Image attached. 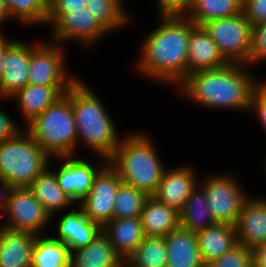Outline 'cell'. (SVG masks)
I'll use <instances>...</instances> for the list:
<instances>
[{
	"mask_svg": "<svg viewBox=\"0 0 266 267\" xmlns=\"http://www.w3.org/2000/svg\"><path fill=\"white\" fill-rule=\"evenodd\" d=\"M161 19V25L144 40L137 66L150 78L179 84L187 76L191 20L186 15H162Z\"/></svg>",
	"mask_w": 266,
	"mask_h": 267,
	"instance_id": "obj_1",
	"label": "cell"
},
{
	"mask_svg": "<svg viewBox=\"0 0 266 267\" xmlns=\"http://www.w3.org/2000/svg\"><path fill=\"white\" fill-rule=\"evenodd\" d=\"M245 68V64L229 63L223 68L193 72L179 85L183 95L202 106L248 110L257 83Z\"/></svg>",
	"mask_w": 266,
	"mask_h": 267,
	"instance_id": "obj_2",
	"label": "cell"
},
{
	"mask_svg": "<svg viewBox=\"0 0 266 267\" xmlns=\"http://www.w3.org/2000/svg\"><path fill=\"white\" fill-rule=\"evenodd\" d=\"M65 95L71 100L77 140L80 137L89 148L108 162L120 142L114 122L106 113L100 99L79 79Z\"/></svg>",
	"mask_w": 266,
	"mask_h": 267,
	"instance_id": "obj_3",
	"label": "cell"
},
{
	"mask_svg": "<svg viewBox=\"0 0 266 267\" xmlns=\"http://www.w3.org/2000/svg\"><path fill=\"white\" fill-rule=\"evenodd\" d=\"M123 183L153 196L165 173L156 150L145 135L132 134L120 140L114 154L108 160Z\"/></svg>",
	"mask_w": 266,
	"mask_h": 267,
	"instance_id": "obj_4",
	"label": "cell"
},
{
	"mask_svg": "<svg viewBox=\"0 0 266 267\" xmlns=\"http://www.w3.org/2000/svg\"><path fill=\"white\" fill-rule=\"evenodd\" d=\"M28 125L27 132L49 157L73 156L77 141V127L71 100L65 94Z\"/></svg>",
	"mask_w": 266,
	"mask_h": 267,
	"instance_id": "obj_5",
	"label": "cell"
},
{
	"mask_svg": "<svg viewBox=\"0 0 266 267\" xmlns=\"http://www.w3.org/2000/svg\"><path fill=\"white\" fill-rule=\"evenodd\" d=\"M22 132L0 144V179L10 188L28 187L49 166L50 157Z\"/></svg>",
	"mask_w": 266,
	"mask_h": 267,
	"instance_id": "obj_6",
	"label": "cell"
},
{
	"mask_svg": "<svg viewBox=\"0 0 266 267\" xmlns=\"http://www.w3.org/2000/svg\"><path fill=\"white\" fill-rule=\"evenodd\" d=\"M203 26L229 63L248 62L252 25L243 12L232 17L211 20Z\"/></svg>",
	"mask_w": 266,
	"mask_h": 267,
	"instance_id": "obj_7",
	"label": "cell"
},
{
	"mask_svg": "<svg viewBox=\"0 0 266 267\" xmlns=\"http://www.w3.org/2000/svg\"><path fill=\"white\" fill-rule=\"evenodd\" d=\"M122 183L117 171L106 162L96 175L88 195L82 200L80 208L84 215L101 228L109 223L113 219L114 201Z\"/></svg>",
	"mask_w": 266,
	"mask_h": 267,
	"instance_id": "obj_8",
	"label": "cell"
},
{
	"mask_svg": "<svg viewBox=\"0 0 266 267\" xmlns=\"http://www.w3.org/2000/svg\"><path fill=\"white\" fill-rule=\"evenodd\" d=\"M235 180L228 175L213 176L202 186L216 223L234 226L247 199Z\"/></svg>",
	"mask_w": 266,
	"mask_h": 267,
	"instance_id": "obj_9",
	"label": "cell"
},
{
	"mask_svg": "<svg viewBox=\"0 0 266 267\" xmlns=\"http://www.w3.org/2000/svg\"><path fill=\"white\" fill-rule=\"evenodd\" d=\"M5 211L10 214L4 228L39 235V231L50 221V215L28 187L10 188Z\"/></svg>",
	"mask_w": 266,
	"mask_h": 267,
	"instance_id": "obj_10",
	"label": "cell"
},
{
	"mask_svg": "<svg viewBox=\"0 0 266 267\" xmlns=\"http://www.w3.org/2000/svg\"><path fill=\"white\" fill-rule=\"evenodd\" d=\"M49 45L31 46L28 84L72 86L78 79L65 74L62 50L57 45Z\"/></svg>",
	"mask_w": 266,
	"mask_h": 267,
	"instance_id": "obj_11",
	"label": "cell"
},
{
	"mask_svg": "<svg viewBox=\"0 0 266 267\" xmlns=\"http://www.w3.org/2000/svg\"><path fill=\"white\" fill-rule=\"evenodd\" d=\"M229 62L211 39L208 31L191 21V33L188 40L187 75L202 71L223 68Z\"/></svg>",
	"mask_w": 266,
	"mask_h": 267,
	"instance_id": "obj_12",
	"label": "cell"
},
{
	"mask_svg": "<svg viewBox=\"0 0 266 267\" xmlns=\"http://www.w3.org/2000/svg\"><path fill=\"white\" fill-rule=\"evenodd\" d=\"M31 45L15 40L7 49L0 79V97H12L28 84Z\"/></svg>",
	"mask_w": 266,
	"mask_h": 267,
	"instance_id": "obj_13",
	"label": "cell"
},
{
	"mask_svg": "<svg viewBox=\"0 0 266 267\" xmlns=\"http://www.w3.org/2000/svg\"><path fill=\"white\" fill-rule=\"evenodd\" d=\"M234 226L238 244L253 250L266 243V199L247 198Z\"/></svg>",
	"mask_w": 266,
	"mask_h": 267,
	"instance_id": "obj_14",
	"label": "cell"
},
{
	"mask_svg": "<svg viewBox=\"0 0 266 267\" xmlns=\"http://www.w3.org/2000/svg\"><path fill=\"white\" fill-rule=\"evenodd\" d=\"M53 27L54 39L64 41L76 38L87 45L108 32L87 8L63 14Z\"/></svg>",
	"mask_w": 266,
	"mask_h": 267,
	"instance_id": "obj_15",
	"label": "cell"
},
{
	"mask_svg": "<svg viewBox=\"0 0 266 267\" xmlns=\"http://www.w3.org/2000/svg\"><path fill=\"white\" fill-rule=\"evenodd\" d=\"M67 160L58 173L52 172L57 179L61 189L75 202L82 201L89 193L94 179L102 169H95L89 162L82 159H71L70 157H60Z\"/></svg>",
	"mask_w": 266,
	"mask_h": 267,
	"instance_id": "obj_16",
	"label": "cell"
},
{
	"mask_svg": "<svg viewBox=\"0 0 266 267\" xmlns=\"http://www.w3.org/2000/svg\"><path fill=\"white\" fill-rule=\"evenodd\" d=\"M191 168L181 167L166 171L153 195L158 201L173 208L178 213L183 210L185 201L197 186Z\"/></svg>",
	"mask_w": 266,
	"mask_h": 267,
	"instance_id": "obj_17",
	"label": "cell"
},
{
	"mask_svg": "<svg viewBox=\"0 0 266 267\" xmlns=\"http://www.w3.org/2000/svg\"><path fill=\"white\" fill-rule=\"evenodd\" d=\"M37 236L0 227V267H32Z\"/></svg>",
	"mask_w": 266,
	"mask_h": 267,
	"instance_id": "obj_18",
	"label": "cell"
},
{
	"mask_svg": "<svg viewBox=\"0 0 266 267\" xmlns=\"http://www.w3.org/2000/svg\"><path fill=\"white\" fill-rule=\"evenodd\" d=\"M58 229L59 237L54 239L62 241L70 252L86 247L102 231L98 224L84 215L82 209H72L65 214L59 221Z\"/></svg>",
	"mask_w": 266,
	"mask_h": 267,
	"instance_id": "obj_19",
	"label": "cell"
},
{
	"mask_svg": "<svg viewBox=\"0 0 266 267\" xmlns=\"http://www.w3.org/2000/svg\"><path fill=\"white\" fill-rule=\"evenodd\" d=\"M165 245L166 267H200L203 264L195 232L179 227L165 236Z\"/></svg>",
	"mask_w": 266,
	"mask_h": 267,
	"instance_id": "obj_20",
	"label": "cell"
},
{
	"mask_svg": "<svg viewBox=\"0 0 266 267\" xmlns=\"http://www.w3.org/2000/svg\"><path fill=\"white\" fill-rule=\"evenodd\" d=\"M102 232L124 262L145 237L140 217L113 218L102 228Z\"/></svg>",
	"mask_w": 266,
	"mask_h": 267,
	"instance_id": "obj_21",
	"label": "cell"
},
{
	"mask_svg": "<svg viewBox=\"0 0 266 267\" xmlns=\"http://www.w3.org/2000/svg\"><path fill=\"white\" fill-rule=\"evenodd\" d=\"M70 267H125V262L101 231L86 247L70 252Z\"/></svg>",
	"mask_w": 266,
	"mask_h": 267,
	"instance_id": "obj_22",
	"label": "cell"
},
{
	"mask_svg": "<svg viewBox=\"0 0 266 267\" xmlns=\"http://www.w3.org/2000/svg\"><path fill=\"white\" fill-rule=\"evenodd\" d=\"M71 86H43L27 84L16 92L20 108L27 124L67 93Z\"/></svg>",
	"mask_w": 266,
	"mask_h": 267,
	"instance_id": "obj_23",
	"label": "cell"
},
{
	"mask_svg": "<svg viewBox=\"0 0 266 267\" xmlns=\"http://www.w3.org/2000/svg\"><path fill=\"white\" fill-rule=\"evenodd\" d=\"M196 234L203 264H210L238 244L235 226L228 224L216 223Z\"/></svg>",
	"mask_w": 266,
	"mask_h": 267,
	"instance_id": "obj_24",
	"label": "cell"
},
{
	"mask_svg": "<svg viewBox=\"0 0 266 267\" xmlns=\"http://www.w3.org/2000/svg\"><path fill=\"white\" fill-rule=\"evenodd\" d=\"M145 236H166L180 227V214L173 208L149 196L141 212Z\"/></svg>",
	"mask_w": 266,
	"mask_h": 267,
	"instance_id": "obj_25",
	"label": "cell"
},
{
	"mask_svg": "<svg viewBox=\"0 0 266 267\" xmlns=\"http://www.w3.org/2000/svg\"><path fill=\"white\" fill-rule=\"evenodd\" d=\"M32 194L52 217L55 211L66 208L74 201L61 189L56 176L47 168L28 186Z\"/></svg>",
	"mask_w": 266,
	"mask_h": 267,
	"instance_id": "obj_26",
	"label": "cell"
},
{
	"mask_svg": "<svg viewBox=\"0 0 266 267\" xmlns=\"http://www.w3.org/2000/svg\"><path fill=\"white\" fill-rule=\"evenodd\" d=\"M197 188L192 190L185 201L183 210L179 213L180 227L195 233L216 224L208 208L205 190L202 187L201 190Z\"/></svg>",
	"mask_w": 266,
	"mask_h": 267,
	"instance_id": "obj_27",
	"label": "cell"
},
{
	"mask_svg": "<svg viewBox=\"0 0 266 267\" xmlns=\"http://www.w3.org/2000/svg\"><path fill=\"white\" fill-rule=\"evenodd\" d=\"M242 12V0H195L186 16L195 24L235 16Z\"/></svg>",
	"mask_w": 266,
	"mask_h": 267,
	"instance_id": "obj_28",
	"label": "cell"
},
{
	"mask_svg": "<svg viewBox=\"0 0 266 267\" xmlns=\"http://www.w3.org/2000/svg\"><path fill=\"white\" fill-rule=\"evenodd\" d=\"M37 236L32 251V267H70V250L53 237Z\"/></svg>",
	"mask_w": 266,
	"mask_h": 267,
	"instance_id": "obj_29",
	"label": "cell"
},
{
	"mask_svg": "<svg viewBox=\"0 0 266 267\" xmlns=\"http://www.w3.org/2000/svg\"><path fill=\"white\" fill-rule=\"evenodd\" d=\"M164 236H145L134 253L126 260V267H166Z\"/></svg>",
	"mask_w": 266,
	"mask_h": 267,
	"instance_id": "obj_30",
	"label": "cell"
},
{
	"mask_svg": "<svg viewBox=\"0 0 266 267\" xmlns=\"http://www.w3.org/2000/svg\"><path fill=\"white\" fill-rule=\"evenodd\" d=\"M121 2V0H87L86 8L109 32L129 21Z\"/></svg>",
	"mask_w": 266,
	"mask_h": 267,
	"instance_id": "obj_31",
	"label": "cell"
},
{
	"mask_svg": "<svg viewBox=\"0 0 266 267\" xmlns=\"http://www.w3.org/2000/svg\"><path fill=\"white\" fill-rule=\"evenodd\" d=\"M149 196L135 187L122 183L114 201L113 218L140 217Z\"/></svg>",
	"mask_w": 266,
	"mask_h": 267,
	"instance_id": "obj_32",
	"label": "cell"
},
{
	"mask_svg": "<svg viewBox=\"0 0 266 267\" xmlns=\"http://www.w3.org/2000/svg\"><path fill=\"white\" fill-rule=\"evenodd\" d=\"M4 3L9 17L16 16L20 22H46L47 0H4Z\"/></svg>",
	"mask_w": 266,
	"mask_h": 267,
	"instance_id": "obj_33",
	"label": "cell"
},
{
	"mask_svg": "<svg viewBox=\"0 0 266 267\" xmlns=\"http://www.w3.org/2000/svg\"><path fill=\"white\" fill-rule=\"evenodd\" d=\"M212 267H253V251L237 244L222 257L210 263Z\"/></svg>",
	"mask_w": 266,
	"mask_h": 267,
	"instance_id": "obj_34",
	"label": "cell"
},
{
	"mask_svg": "<svg viewBox=\"0 0 266 267\" xmlns=\"http://www.w3.org/2000/svg\"><path fill=\"white\" fill-rule=\"evenodd\" d=\"M86 7L87 0H48L46 22L53 25L63 14Z\"/></svg>",
	"mask_w": 266,
	"mask_h": 267,
	"instance_id": "obj_35",
	"label": "cell"
},
{
	"mask_svg": "<svg viewBox=\"0 0 266 267\" xmlns=\"http://www.w3.org/2000/svg\"><path fill=\"white\" fill-rule=\"evenodd\" d=\"M266 60V22L252 26L251 29V47L249 52V60L246 65L252 64L254 61ZM259 60V61H258Z\"/></svg>",
	"mask_w": 266,
	"mask_h": 267,
	"instance_id": "obj_36",
	"label": "cell"
},
{
	"mask_svg": "<svg viewBox=\"0 0 266 267\" xmlns=\"http://www.w3.org/2000/svg\"><path fill=\"white\" fill-rule=\"evenodd\" d=\"M242 12L252 26L266 22V0H242Z\"/></svg>",
	"mask_w": 266,
	"mask_h": 267,
	"instance_id": "obj_37",
	"label": "cell"
},
{
	"mask_svg": "<svg viewBox=\"0 0 266 267\" xmlns=\"http://www.w3.org/2000/svg\"><path fill=\"white\" fill-rule=\"evenodd\" d=\"M195 0H158L162 15L185 16L193 7Z\"/></svg>",
	"mask_w": 266,
	"mask_h": 267,
	"instance_id": "obj_38",
	"label": "cell"
},
{
	"mask_svg": "<svg viewBox=\"0 0 266 267\" xmlns=\"http://www.w3.org/2000/svg\"><path fill=\"white\" fill-rule=\"evenodd\" d=\"M251 108L256 109L259 120L266 131V82L263 84L257 83L251 98Z\"/></svg>",
	"mask_w": 266,
	"mask_h": 267,
	"instance_id": "obj_39",
	"label": "cell"
},
{
	"mask_svg": "<svg viewBox=\"0 0 266 267\" xmlns=\"http://www.w3.org/2000/svg\"><path fill=\"white\" fill-rule=\"evenodd\" d=\"M21 132V129L16 126L9 116L0 110V144L6 140L16 137Z\"/></svg>",
	"mask_w": 266,
	"mask_h": 267,
	"instance_id": "obj_40",
	"label": "cell"
},
{
	"mask_svg": "<svg viewBox=\"0 0 266 267\" xmlns=\"http://www.w3.org/2000/svg\"><path fill=\"white\" fill-rule=\"evenodd\" d=\"M253 267H266V243L253 250Z\"/></svg>",
	"mask_w": 266,
	"mask_h": 267,
	"instance_id": "obj_41",
	"label": "cell"
},
{
	"mask_svg": "<svg viewBox=\"0 0 266 267\" xmlns=\"http://www.w3.org/2000/svg\"><path fill=\"white\" fill-rule=\"evenodd\" d=\"M14 40H7L0 34V79L3 72V62L5 59V53L7 49L14 43Z\"/></svg>",
	"mask_w": 266,
	"mask_h": 267,
	"instance_id": "obj_42",
	"label": "cell"
},
{
	"mask_svg": "<svg viewBox=\"0 0 266 267\" xmlns=\"http://www.w3.org/2000/svg\"><path fill=\"white\" fill-rule=\"evenodd\" d=\"M0 183L3 186L2 190L0 189V197L2 199V201L0 202V209L5 210L6 208V200H7V195L9 192L10 187L7 185L6 182H4L2 179H0Z\"/></svg>",
	"mask_w": 266,
	"mask_h": 267,
	"instance_id": "obj_43",
	"label": "cell"
},
{
	"mask_svg": "<svg viewBox=\"0 0 266 267\" xmlns=\"http://www.w3.org/2000/svg\"><path fill=\"white\" fill-rule=\"evenodd\" d=\"M9 14L7 12L4 0H0V25L3 23V21H6L5 19H8Z\"/></svg>",
	"mask_w": 266,
	"mask_h": 267,
	"instance_id": "obj_44",
	"label": "cell"
},
{
	"mask_svg": "<svg viewBox=\"0 0 266 267\" xmlns=\"http://www.w3.org/2000/svg\"><path fill=\"white\" fill-rule=\"evenodd\" d=\"M200 267H212L210 264H202Z\"/></svg>",
	"mask_w": 266,
	"mask_h": 267,
	"instance_id": "obj_45",
	"label": "cell"
}]
</instances>
